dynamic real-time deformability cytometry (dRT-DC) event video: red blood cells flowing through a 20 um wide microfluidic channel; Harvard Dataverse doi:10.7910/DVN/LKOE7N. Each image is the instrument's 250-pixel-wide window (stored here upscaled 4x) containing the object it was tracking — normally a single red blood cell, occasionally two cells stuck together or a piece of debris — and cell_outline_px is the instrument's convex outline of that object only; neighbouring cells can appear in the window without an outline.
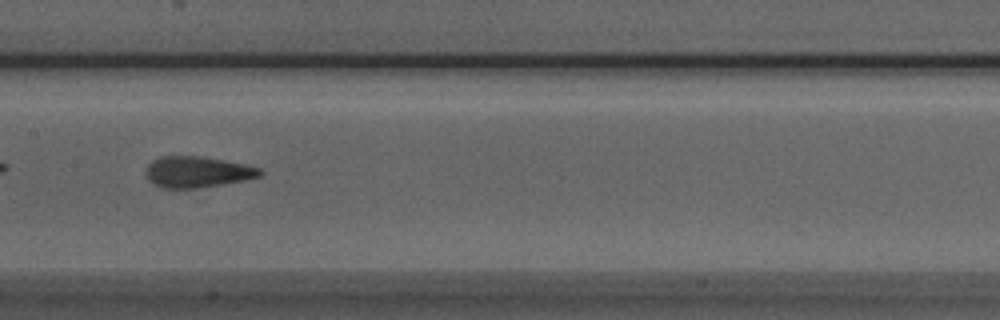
{"species": "Egyptian fruit bat (a non-hibernating species)", "species_latin": "Rousettus aegyptiacus", "temperature_condition": "room temperature", "stored_images_in_passage": 37, "camera_frame_rate_fps": 3000, "um_per_image_px": 0.085, "animal": {"sex": "male"}, "frame": {"image": 1, "passage_image": 11, "time_ms": 3.333, "image_size_px": [1000, 320], "cell_outline_px": [[264, 172], [260, 176], [244, 180], [220, 184], [192, 188], [160, 188], [148, 180], [148, 164], [152, 160], [160, 156], [200, 156], [224, 160], [244, 164], [260, 168]], "centroid_in_image_um": [16.77, 14.6], "position_along_channel_um": 190.6, "area_um2": 20.4}}
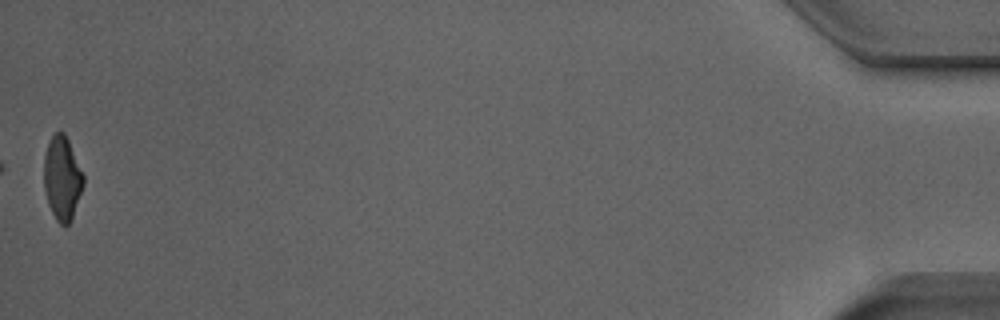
{"frame": {"image": 2, "passage_image": 37, "time_ms": 12.0, "image_size_px": [1000, 320], "cell_outline_px": [[84, 184], [72, 220], [68, 224], [60, 224], [56, 220], [48, 204], [44, 188], [44, 156], [48, 144], [52, 136], [56, 132], [64, 132], [68, 140], [84, 176]], "centroid_in_image_um": [5.29, 15.17], "position_along_channel_um": 429.9, "area_um2": 19.13}, "authors_computed_cell_mechanics": {"area_um2": 20.2878, "velocity_mm_per_s": 3.9665, "shape_relaxation_time_tau1_ms": 7.1478, "shape_relaxation_time_tau2_ms": 1.4561, "deformation_change_tau1": 0.1709, "deformation_change_tau2": 0.0876}}